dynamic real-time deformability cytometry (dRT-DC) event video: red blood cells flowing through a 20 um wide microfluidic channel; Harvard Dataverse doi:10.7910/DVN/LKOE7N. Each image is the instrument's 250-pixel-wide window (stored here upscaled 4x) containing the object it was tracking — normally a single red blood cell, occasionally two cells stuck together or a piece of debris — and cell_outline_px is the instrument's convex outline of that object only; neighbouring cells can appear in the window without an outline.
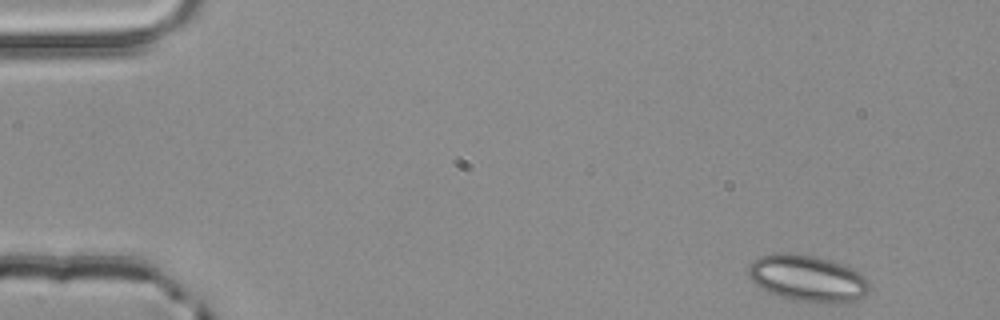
{"species": "common noctule bat (a hibernating species)", "species_latin": "Nyctalus noctula", "temperature_condition": "room temperature", "stored_images_in_passage": 50, "segment_of_instrument_passage": [1, 2], "camera_frame_rate_fps": 3000, "um_per_image_px": 0.085, "animal": {"sex": "male", "body_mass_g": 20.4}, "frame": {"image": 1, "passage_image": 1, "time_ms": 0.0, "image_size_px": [1000, 320], "cell_outline_px": [[868, 292], [864, 296], [844, 304], [832, 304], [792, 300], [780, 296], [760, 288], [748, 276], [748, 268], [752, 260], [760, 256], [772, 252], [796, 252], [816, 256], [832, 260], [852, 268], [860, 272], [868, 280]], "centroid_in_image_um": [68.64, 23.64], "position_along_channel_um": 16.4, "area_um2": 33.47}}